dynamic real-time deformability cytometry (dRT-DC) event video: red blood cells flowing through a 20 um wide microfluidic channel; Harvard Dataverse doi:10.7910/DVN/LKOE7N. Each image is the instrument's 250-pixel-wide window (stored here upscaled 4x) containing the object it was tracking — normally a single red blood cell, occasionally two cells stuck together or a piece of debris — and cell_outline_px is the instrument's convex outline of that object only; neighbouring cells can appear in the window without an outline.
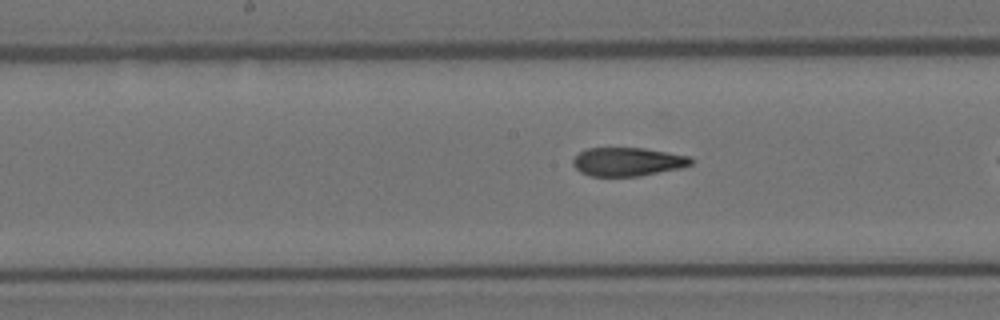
{"species": "Egyptian fruit bat (a non-hibernating species)", "species_latin": "Rousettus aegyptiacus", "temperature_condition": "room temperature", "stored_images_in_passage": 28, "camera_frame_rate_fps": 3000, "um_per_image_px": 0.085, "animal": {"sex": "female"}, "frame": {"image": 1, "passage_image": 13, "time_ms": 4.0, "image_size_px": [1000, 320], "cell_outline_px": [[692, 164], [680, 168], [640, 176], [592, 176], [580, 172], [572, 164], [572, 160], [580, 152], [588, 148], [644, 148], [692, 156]], "centroid_in_image_um": [53.37, 13.74], "position_along_channel_um": 194.8, "area_um2": 19.65}}
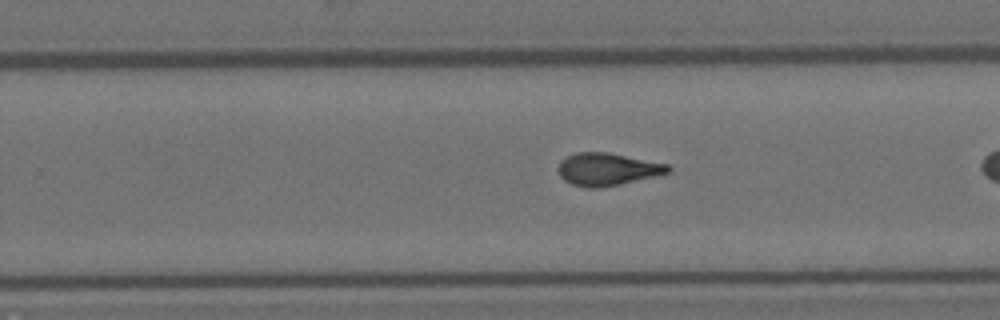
{"frame": {"image": 2, "passage_image": 20, "time_ms": 6.333, "image_size_px": [1000, 320], "cell_outline_px": [[672, 172], [620, 184], [600, 188], [584, 188], [572, 184], [564, 180], [560, 176], [556, 168], [560, 160], [576, 152], [608, 152], [668, 164], [672, 168]], "centroid_in_image_um": [51.6, 14.39], "position_along_channel_um": 278.2, "area_um2": 21.04}}
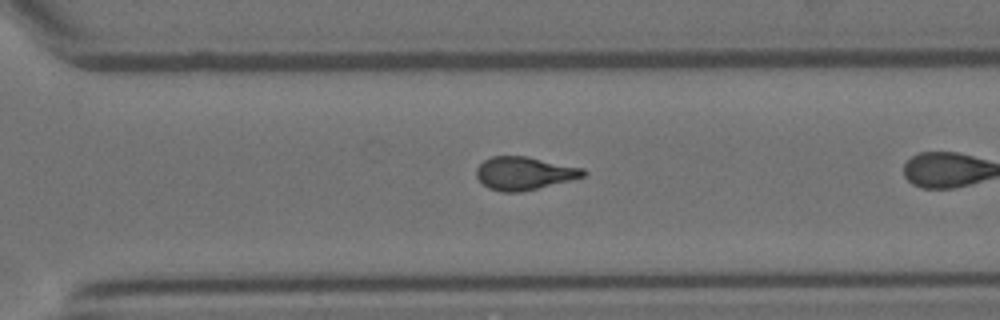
{"frame": {"image": 3, "passage_image": 24, "time_ms": 7.667, "image_size_px": [1000, 320], "cell_outline_px": [[588, 172], [584, 176], [520, 192], [500, 192], [488, 188], [476, 176], [476, 168], [484, 160], [492, 156], [528, 156], [584, 168]], "centroid_in_image_um": [44.54, 14.71], "position_along_channel_um": 326.1, "area_um2": 20.46}}